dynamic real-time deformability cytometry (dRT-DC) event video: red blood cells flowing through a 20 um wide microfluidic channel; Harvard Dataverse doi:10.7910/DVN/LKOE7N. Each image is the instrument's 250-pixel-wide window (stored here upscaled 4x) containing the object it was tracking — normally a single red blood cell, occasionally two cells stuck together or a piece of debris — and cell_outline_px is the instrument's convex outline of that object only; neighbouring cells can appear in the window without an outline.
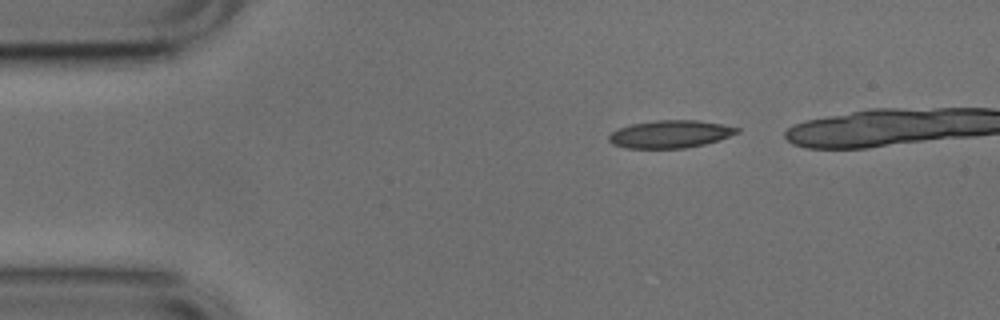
{"species": "common noctule bat (a hibernating species)", "species_latin": "Nyctalus noctula", "temperature_condition": "cold", "stored_images_in_passage": 3, "camera_frame_rate_fps": 3000, "um_per_image_px": 0.085, "animal": {"sex": "male", "body_mass_g": 17.9, "forearm_length_mm": 54.2}, "frame": {"image": 1, "passage_image": 1, "time_ms": 0.0, "image_size_px": [1000, 320], "cell_outline_px": [[740, 132], [704, 144], [684, 148], [624, 148], [612, 144], [608, 140], [608, 136], [616, 128], [632, 124], [656, 120], [696, 120], [720, 124], [740, 128]], "centroid_in_image_um": [56.91, 11.4], "position_along_channel_um": 28.1, "area_um2": 20.52}}